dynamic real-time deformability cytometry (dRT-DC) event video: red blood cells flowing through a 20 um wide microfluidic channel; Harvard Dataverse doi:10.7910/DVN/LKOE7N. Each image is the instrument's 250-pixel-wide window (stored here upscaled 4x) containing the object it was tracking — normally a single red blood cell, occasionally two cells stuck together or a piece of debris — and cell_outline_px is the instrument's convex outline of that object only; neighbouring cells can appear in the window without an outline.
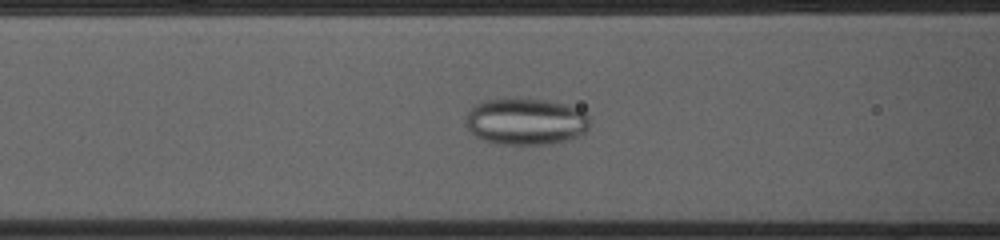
{"species": "common noctule bat (a hibernating species)", "species_latin": "Nyctalus noctula", "temperature_condition": "cold", "stored_images_in_passage": 41, "camera_frame_rate_fps": 3000, "um_per_image_px": 0.085, "animal": {"sex": "female", "body_mass_g": 23.0, "forearm_length_mm": 53.4}, "frame": {"image": 1, "passage_image": 8, "time_ms": 2.333, "image_size_px": [1000, 240], "cell_outline_px": [[588, 128], [584, 136], [560, 144], [500, 144], [484, 140], [476, 136], [464, 124], [464, 116], [476, 104], [484, 100], [516, 96], [548, 100], [568, 104], [584, 112], [588, 116]], "centroid_in_image_um": [44.71, 10.31], "position_along_channel_um": 121.9, "area_um2": 34.91}}
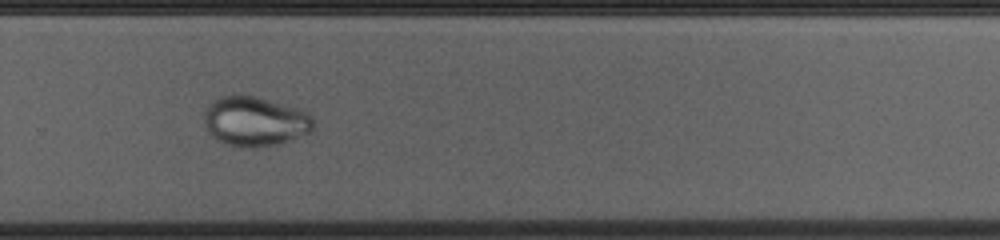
{"frame": {"image": 2, "passage_image": 23, "time_ms": 7.333, "image_size_px": [1000, 240], "cell_outline_px": [[312, 128], [308, 132], [288, 140], [276, 144], [252, 148], [236, 148], [224, 144], [212, 136], [208, 132], [204, 120], [204, 112], [208, 104], [212, 100], [220, 96], [256, 96], [296, 108], [308, 112], [312, 120]], "centroid_in_image_um": [21.6, 10.33], "position_along_channel_um": 308.2, "area_um2": 31.39}}
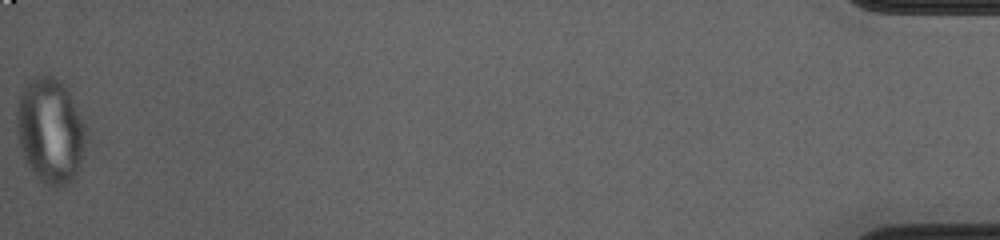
{"frame": {"image": 3, "passage_image": 41, "time_ms": 13.333, "image_size_px": [1000, 240], "cell_outline_px": [[88, 136], [80, 168], [76, 176], [64, 188], [52, 188], [40, 180], [32, 172], [20, 148], [16, 132], [16, 112], [20, 92], [28, 80], [36, 76], [48, 72], [68, 92], [84, 124]], "centroid_in_image_um": [4.27, 11.15], "position_along_channel_um": 430.9, "area_um2": 42.95}}